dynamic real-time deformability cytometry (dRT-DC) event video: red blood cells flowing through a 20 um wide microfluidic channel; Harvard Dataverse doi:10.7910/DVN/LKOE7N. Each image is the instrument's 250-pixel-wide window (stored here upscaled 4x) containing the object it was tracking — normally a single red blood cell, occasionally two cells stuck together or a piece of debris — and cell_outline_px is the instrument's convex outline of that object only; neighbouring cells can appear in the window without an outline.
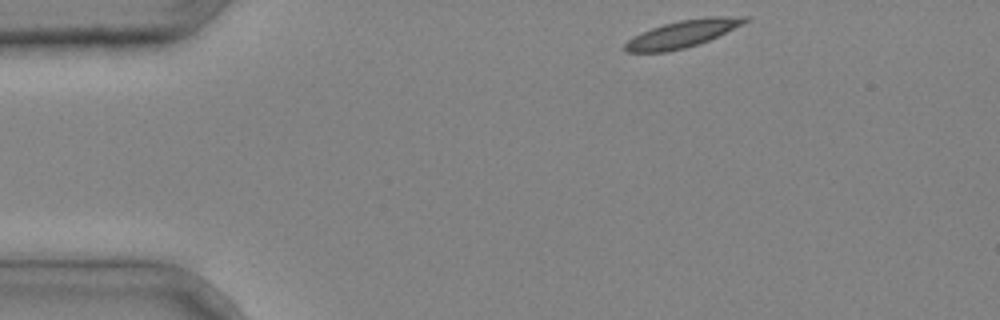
{"species": "common noctule bat (a hibernating species)", "species_latin": "Nyctalus noctula", "temperature_condition": "cold", "stored_images_in_passage": 31, "camera_frame_rate_fps": 3000, "um_per_image_px": 0.085, "animal": {"sex": "male", "body_mass_g": 20.4}, "frame": {"image": 1, "passage_image": 1, "time_ms": 0.0, "image_size_px": [1000, 320], "cell_outline_px": [[748, 20], [744, 24], [708, 40], [684, 48], [668, 52], [628, 52], [624, 48], [624, 44], [628, 40], [652, 28], [664, 24], [680, 20], [704, 16], [748, 16]], "centroid_in_image_um": [58.05, 2.86], "position_along_channel_um": 26.9, "area_um2": 18.73}}
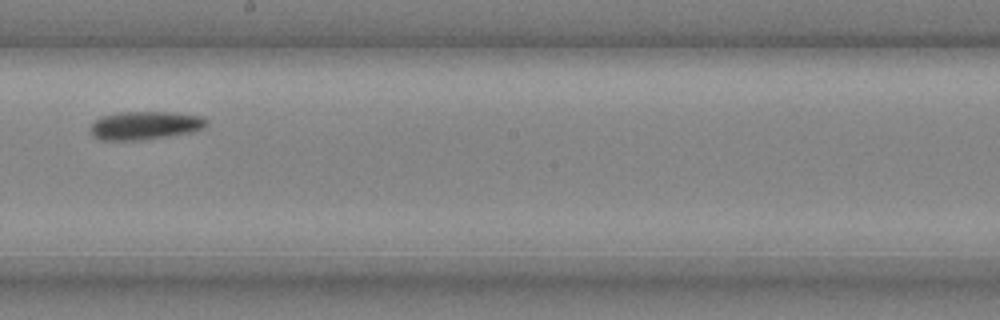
{"frame": {"image": 2, "passage_image": 19, "time_ms": 6.0, "image_size_px": [1000, 320], "cell_outline_px": [[208, 124], [204, 128], [192, 132], [172, 136], [144, 140], [100, 140], [92, 136], [88, 128], [100, 116], [116, 112], [172, 112], [204, 116], [208, 120]], "centroid_in_image_um": [12.33, 10.66], "position_along_channel_um": 235.9, "area_um2": 19.65}}
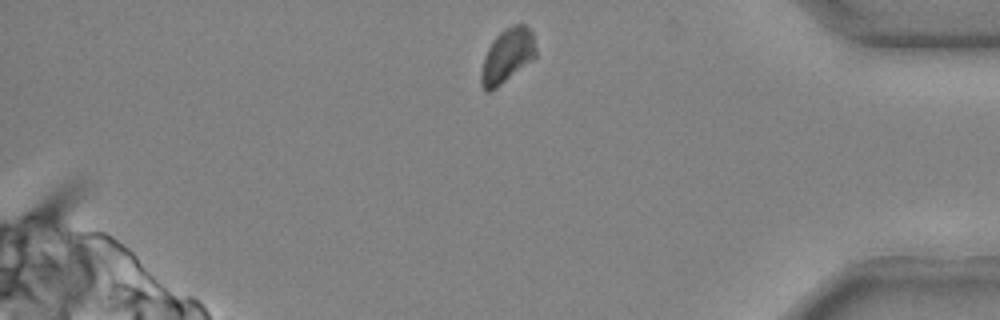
{"frame": {"image": 3, "passage_image": 31, "time_ms": 10.0, "image_size_px": [1000, 320], "cell_outline_px": [[536, 56], [532, 60], [496, 88], [488, 92], [484, 92], [480, 84], [480, 72], [484, 56], [492, 40], [504, 28], [516, 24], [524, 24], [532, 32], [536, 48]], "centroid_in_image_um": [43.08, 4.75], "position_along_channel_um": 392.1, "area_um2": 17.34}}